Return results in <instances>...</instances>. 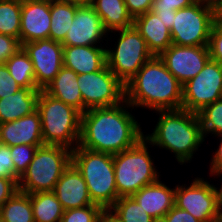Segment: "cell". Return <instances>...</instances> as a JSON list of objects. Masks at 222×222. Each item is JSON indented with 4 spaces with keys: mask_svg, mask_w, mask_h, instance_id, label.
Listing matches in <instances>:
<instances>
[{
    "mask_svg": "<svg viewBox=\"0 0 222 222\" xmlns=\"http://www.w3.org/2000/svg\"><path fill=\"white\" fill-rule=\"evenodd\" d=\"M107 34L94 8L91 5L79 6L61 44L63 46H100L97 44L103 42L104 38L108 37Z\"/></svg>",
    "mask_w": 222,
    "mask_h": 222,
    "instance_id": "cell-15",
    "label": "cell"
},
{
    "mask_svg": "<svg viewBox=\"0 0 222 222\" xmlns=\"http://www.w3.org/2000/svg\"><path fill=\"white\" fill-rule=\"evenodd\" d=\"M152 222H167L165 217L153 218Z\"/></svg>",
    "mask_w": 222,
    "mask_h": 222,
    "instance_id": "cell-49",
    "label": "cell"
},
{
    "mask_svg": "<svg viewBox=\"0 0 222 222\" xmlns=\"http://www.w3.org/2000/svg\"><path fill=\"white\" fill-rule=\"evenodd\" d=\"M181 85L194 78L210 59L208 46L172 44L160 56Z\"/></svg>",
    "mask_w": 222,
    "mask_h": 222,
    "instance_id": "cell-14",
    "label": "cell"
},
{
    "mask_svg": "<svg viewBox=\"0 0 222 222\" xmlns=\"http://www.w3.org/2000/svg\"><path fill=\"white\" fill-rule=\"evenodd\" d=\"M62 3L73 4L76 6H87L91 5L92 0H57Z\"/></svg>",
    "mask_w": 222,
    "mask_h": 222,
    "instance_id": "cell-45",
    "label": "cell"
},
{
    "mask_svg": "<svg viewBox=\"0 0 222 222\" xmlns=\"http://www.w3.org/2000/svg\"><path fill=\"white\" fill-rule=\"evenodd\" d=\"M37 111L44 145H60L71 150L78 146L81 113L77 109L40 90Z\"/></svg>",
    "mask_w": 222,
    "mask_h": 222,
    "instance_id": "cell-5",
    "label": "cell"
},
{
    "mask_svg": "<svg viewBox=\"0 0 222 222\" xmlns=\"http://www.w3.org/2000/svg\"><path fill=\"white\" fill-rule=\"evenodd\" d=\"M164 217L167 222H200L189 212L179 209L175 205Z\"/></svg>",
    "mask_w": 222,
    "mask_h": 222,
    "instance_id": "cell-41",
    "label": "cell"
},
{
    "mask_svg": "<svg viewBox=\"0 0 222 222\" xmlns=\"http://www.w3.org/2000/svg\"><path fill=\"white\" fill-rule=\"evenodd\" d=\"M102 210L98 204L64 210L61 222H98Z\"/></svg>",
    "mask_w": 222,
    "mask_h": 222,
    "instance_id": "cell-33",
    "label": "cell"
},
{
    "mask_svg": "<svg viewBox=\"0 0 222 222\" xmlns=\"http://www.w3.org/2000/svg\"><path fill=\"white\" fill-rule=\"evenodd\" d=\"M0 143L9 147L44 145L39 112L36 110L15 121L0 124Z\"/></svg>",
    "mask_w": 222,
    "mask_h": 222,
    "instance_id": "cell-18",
    "label": "cell"
},
{
    "mask_svg": "<svg viewBox=\"0 0 222 222\" xmlns=\"http://www.w3.org/2000/svg\"><path fill=\"white\" fill-rule=\"evenodd\" d=\"M213 222H222L220 219L216 220V221H213Z\"/></svg>",
    "mask_w": 222,
    "mask_h": 222,
    "instance_id": "cell-51",
    "label": "cell"
},
{
    "mask_svg": "<svg viewBox=\"0 0 222 222\" xmlns=\"http://www.w3.org/2000/svg\"><path fill=\"white\" fill-rule=\"evenodd\" d=\"M153 13H155L165 24V26L171 30L173 26V20L175 18V12L174 10H161V9H151Z\"/></svg>",
    "mask_w": 222,
    "mask_h": 222,
    "instance_id": "cell-43",
    "label": "cell"
},
{
    "mask_svg": "<svg viewBox=\"0 0 222 222\" xmlns=\"http://www.w3.org/2000/svg\"><path fill=\"white\" fill-rule=\"evenodd\" d=\"M194 3H203L206 5H216V0H193Z\"/></svg>",
    "mask_w": 222,
    "mask_h": 222,
    "instance_id": "cell-48",
    "label": "cell"
},
{
    "mask_svg": "<svg viewBox=\"0 0 222 222\" xmlns=\"http://www.w3.org/2000/svg\"><path fill=\"white\" fill-rule=\"evenodd\" d=\"M4 64L21 88H38L35 81L34 66L22 47Z\"/></svg>",
    "mask_w": 222,
    "mask_h": 222,
    "instance_id": "cell-28",
    "label": "cell"
},
{
    "mask_svg": "<svg viewBox=\"0 0 222 222\" xmlns=\"http://www.w3.org/2000/svg\"><path fill=\"white\" fill-rule=\"evenodd\" d=\"M154 0H124L128 13L135 17L151 11Z\"/></svg>",
    "mask_w": 222,
    "mask_h": 222,
    "instance_id": "cell-38",
    "label": "cell"
},
{
    "mask_svg": "<svg viewBox=\"0 0 222 222\" xmlns=\"http://www.w3.org/2000/svg\"><path fill=\"white\" fill-rule=\"evenodd\" d=\"M110 209L123 222H152L153 220L132 197H119Z\"/></svg>",
    "mask_w": 222,
    "mask_h": 222,
    "instance_id": "cell-31",
    "label": "cell"
},
{
    "mask_svg": "<svg viewBox=\"0 0 222 222\" xmlns=\"http://www.w3.org/2000/svg\"><path fill=\"white\" fill-rule=\"evenodd\" d=\"M219 137V138H218ZM221 137V138H220ZM221 141L219 147L215 150L213 157H211L210 165V174L213 175L217 170L222 168V134L217 136Z\"/></svg>",
    "mask_w": 222,
    "mask_h": 222,
    "instance_id": "cell-42",
    "label": "cell"
},
{
    "mask_svg": "<svg viewBox=\"0 0 222 222\" xmlns=\"http://www.w3.org/2000/svg\"><path fill=\"white\" fill-rule=\"evenodd\" d=\"M217 19L215 5L193 3L177 10L170 30L172 44L208 46L211 28Z\"/></svg>",
    "mask_w": 222,
    "mask_h": 222,
    "instance_id": "cell-9",
    "label": "cell"
},
{
    "mask_svg": "<svg viewBox=\"0 0 222 222\" xmlns=\"http://www.w3.org/2000/svg\"><path fill=\"white\" fill-rule=\"evenodd\" d=\"M77 77V73L63 66L55 78L43 90L50 96L74 107L83 114L87 109L83 105Z\"/></svg>",
    "mask_w": 222,
    "mask_h": 222,
    "instance_id": "cell-22",
    "label": "cell"
},
{
    "mask_svg": "<svg viewBox=\"0 0 222 222\" xmlns=\"http://www.w3.org/2000/svg\"><path fill=\"white\" fill-rule=\"evenodd\" d=\"M208 48L210 58L222 65V18H218L212 25Z\"/></svg>",
    "mask_w": 222,
    "mask_h": 222,
    "instance_id": "cell-34",
    "label": "cell"
},
{
    "mask_svg": "<svg viewBox=\"0 0 222 222\" xmlns=\"http://www.w3.org/2000/svg\"><path fill=\"white\" fill-rule=\"evenodd\" d=\"M52 192L64 210L94 204L89 196L83 176L72 163L63 171Z\"/></svg>",
    "mask_w": 222,
    "mask_h": 222,
    "instance_id": "cell-17",
    "label": "cell"
},
{
    "mask_svg": "<svg viewBox=\"0 0 222 222\" xmlns=\"http://www.w3.org/2000/svg\"><path fill=\"white\" fill-rule=\"evenodd\" d=\"M21 0H0V34L20 41Z\"/></svg>",
    "mask_w": 222,
    "mask_h": 222,
    "instance_id": "cell-29",
    "label": "cell"
},
{
    "mask_svg": "<svg viewBox=\"0 0 222 222\" xmlns=\"http://www.w3.org/2000/svg\"><path fill=\"white\" fill-rule=\"evenodd\" d=\"M164 24L152 11L134 18L133 25L146 41L153 56H160L172 45L170 30Z\"/></svg>",
    "mask_w": 222,
    "mask_h": 222,
    "instance_id": "cell-21",
    "label": "cell"
},
{
    "mask_svg": "<svg viewBox=\"0 0 222 222\" xmlns=\"http://www.w3.org/2000/svg\"><path fill=\"white\" fill-rule=\"evenodd\" d=\"M91 6L100 16L104 29L109 33L133 25L124 0H92Z\"/></svg>",
    "mask_w": 222,
    "mask_h": 222,
    "instance_id": "cell-24",
    "label": "cell"
},
{
    "mask_svg": "<svg viewBox=\"0 0 222 222\" xmlns=\"http://www.w3.org/2000/svg\"><path fill=\"white\" fill-rule=\"evenodd\" d=\"M193 0H154L152 9L174 10L189 7L193 4Z\"/></svg>",
    "mask_w": 222,
    "mask_h": 222,
    "instance_id": "cell-40",
    "label": "cell"
},
{
    "mask_svg": "<svg viewBox=\"0 0 222 222\" xmlns=\"http://www.w3.org/2000/svg\"><path fill=\"white\" fill-rule=\"evenodd\" d=\"M98 222H123L110 208L103 209L99 215Z\"/></svg>",
    "mask_w": 222,
    "mask_h": 222,
    "instance_id": "cell-44",
    "label": "cell"
},
{
    "mask_svg": "<svg viewBox=\"0 0 222 222\" xmlns=\"http://www.w3.org/2000/svg\"><path fill=\"white\" fill-rule=\"evenodd\" d=\"M116 32H119L117 45L106 49L107 67L125 85L153 55L134 25L113 33Z\"/></svg>",
    "mask_w": 222,
    "mask_h": 222,
    "instance_id": "cell-8",
    "label": "cell"
},
{
    "mask_svg": "<svg viewBox=\"0 0 222 222\" xmlns=\"http://www.w3.org/2000/svg\"><path fill=\"white\" fill-rule=\"evenodd\" d=\"M152 218L164 217L175 205V189L158 179L131 196Z\"/></svg>",
    "mask_w": 222,
    "mask_h": 222,
    "instance_id": "cell-19",
    "label": "cell"
},
{
    "mask_svg": "<svg viewBox=\"0 0 222 222\" xmlns=\"http://www.w3.org/2000/svg\"><path fill=\"white\" fill-rule=\"evenodd\" d=\"M215 7L218 18H222V0H216Z\"/></svg>",
    "mask_w": 222,
    "mask_h": 222,
    "instance_id": "cell-47",
    "label": "cell"
},
{
    "mask_svg": "<svg viewBox=\"0 0 222 222\" xmlns=\"http://www.w3.org/2000/svg\"><path fill=\"white\" fill-rule=\"evenodd\" d=\"M0 177L15 179L17 182L20 177L15 173V165L11 157V147L0 144Z\"/></svg>",
    "mask_w": 222,
    "mask_h": 222,
    "instance_id": "cell-35",
    "label": "cell"
},
{
    "mask_svg": "<svg viewBox=\"0 0 222 222\" xmlns=\"http://www.w3.org/2000/svg\"><path fill=\"white\" fill-rule=\"evenodd\" d=\"M39 88H20L0 99V124L15 121L37 110Z\"/></svg>",
    "mask_w": 222,
    "mask_h": 222,
    "instance_id": "cell-23",
    "label": "cell"
},
{
    "mask_svg": "<svg viewBox=\"0 0 222 222\" xmlns=\"http://www.w3.org/2000/svg\"><path fill=\"white\" fill-rule=\"evenodd\" d=\"M20 88L16 80L10 75L5 64L0 63V99L14 94Z\"/></svg>",
    "mask_w": 222,
    "mask_h": 222,
    "instance_id": "cell-36",
    "label": "cell"
},
{
    "mask_svg": "<svg viewBox=\"0 0 222 222\" xmlns=\"http://www.w3.org/2000/svg\"><path fill=\"white\" fill-rule=\"evenodd\" d=\"M50 25V0H21V45L49 39Z\"/></svg>",
    "mask_w": 222,
    "mask_h": 222,
    "instance_id": "cell-16",
    "label": "cell"
},
{
    "mask_svg": "<svg viewBox=\"0 0 222 222\" xmlns=\"http://www.w3.org/2000/svg\"><path fill=\"white\" fill-rule=\"evenodd\" d=\"M129 108L133 109L125 100L116 106L86 110L81 114L78 146L110 154L133 147L144 132Z\"/></svg>",
    "mask_w": 222,
    "mask_h": 222,
    "instance_id": "cell-1",
    "label": "cell"
},
{
    "mask_svg": "<svg viewBox=\"0 0 222 222\" xmlns=\"http://www.w3.org/2000/svg\"><path fill=\"white\" fill-rule=\"evenodd\" d=\"M222 98V65L211 58L203 69L182 85V108L198 113Z\"/></svg>",
    "mask_w": 222,
    "mask_h": 222,
    "instance_id": "cell-12",
    "label": "cell"
},
{
    "mask_svg": "<svg viewBox=\"0 0 222 222\" xmlns=\"http://www.w3.org/2000/svg\"><path fill=\"white\" fill-rule=\"evenodd\" d=\"M184 185V186H183ZM176 185L175 206L189 212L200 222H213L220 219V201L217 185L197 177L188 186Z\"/></svg>",
    "mask_w": 222,
    "mask_h": 222,
    "instance_id": "cell-11",
    "label": "cell"
},
{
    "mask_svg": "<svg viewBox=\"0 0 222 222\" xmlns=\"http://www.w3.org/2000/svg\"><path fill=\"white\" fill-rule=\"evenodd\" d=\"M43 145H25L20 144L11 147V157L15 165V173L21 177L26 171L30 162L33 160L38 147Z\"/></svg>",
    "mask_w": 222,
    "mask_h": 222,
    "instance_id": "cell-32",
    "label": "cell"
},
{
    "mask_svg": "<svg viewBox=\"0 0 222 222\" xmlns=\"http://www.w3.org/2000/svg\"><path fill=\"white\" fill-rule=\"evenodd\" d=\"M33 66L36 86L43 90L63 67V45L52 39L22 44Z\"/></svg>",
    "mask_w": 222,
    "mask_h": 222,
    "instance_id": "cell-13",
    "label": "cell"
},
{
    "mask_svg": "<svg viewBox=\"0 0 222 222\" xmlns=\"http://www.w3.org/2000/svg\"><path fill=\"white\" fill-rule=\"evenodd\" d=\"M157 124L151 134L144 135L149 147L157 146L175 154L180 165L190 163L205 141L197 113L184 110H159Z\"/></svg>",
    "mask_w": 222,
    "mask_h": 222,
    "instance_id": "cell-3",
    "label": "cell"
},
{
    "mask_svg": "<svg viewBox=\"0 0 222 222\" xmlns=\"http://www.w3.org/2000/svg\"><path fill=\"white\" fill-rule=\"evenodd\" d=\"M63 66L77 74L93 73L107 65L102 46H63Z\"/></svg>",
    "mask_w": 222,
    "mask_h": 222,
    "instance_id": "cell-20",
    "label": "cell"
},
{
    "mask_svg": "<svg viewBox=\"0 0 222 222\" xmlns=\"http://www.w3.org/2000/svg\"><path fill=\"white\" fill-rule=\"evenodd\" d=\"M17 191L18 182L15 179L0 177V209Z\"/></svg>",
    "mask_w": 222,
    "mask_h": 222,
    "instance_id": "cell-39",
    "label": "cell"
},
{
    "mask_svg": "<svg viewBox=\"0 0 222 222\" xmlns=\"http://www.w3.org/2000/svg\"><path fill=\"white\" fill-rule=\"evenodd\" d=\"M149 142L143 137L133 147L113 154L116 189L119 197H131L142 187L160 178L154 159L148 152Z\"/></svg>",
    "mask_w": 222,
    "mask_h": 222,
    "instance_id": "cell-6",
    "label": "cell"
},
{
    "mask_svg": "<svg viewBox=\"0 0 222 222\" xmlns=\"http://www.w3.org/2000/svg\"><path fill=\"white\" fill-rule=\"evenodd\" d=\"M77 82L87 110L112 107L125 101V85L107 65L93 73L78 74Z\"/></svg>",
    "mask_w": 222,
    "mask_h": 222,
    "instance_id": "cell-10",
    "label": "cell"
},
{
    "mask_svg": "<svg viewBox=\"0 0 222 222\" xmlns=\"http://www.w3.org/2000/svg\"><path fill=\"white\" fill-rule=\"evenodd\" d=\"M71 155L72 150L65 146L38 147L18 181V190L26 194L52 192L63 171L70 165Z\"/></svg>",
    "mask_w": 222,
    "mask_h": 222,
    "instance_id": "cell-7",
    "label": "cell"
},
{
    "mask_svg": "<svg viewBox=\"0 0 222 222\" xmlns=\"http://www.w3.org/2000/svg\"><path fill=\"white\" fill-rule=\"evenodd\" d=\"M221 175H222V168L217 170L212 176L220 177ZM221 185L219 189L216 187L220 203H222V186Z\"/></svg>",
    "mask_w": 222,
    "mask_h": 222,
    "instance_id": "cell-46",
    "label": "cell"
},
{
    "mask_svg": "<svg viewBox=\"0 0 222 222\" xmlns=\"http://www.w3.org/2000/svg\"><path fill=\"white\" fill-rule=\"evenodd\" d=\"M125 100L134 107L154 110L182 108V85L159 56L149 59L125 84Z\"/></svg>",
    "mask_w": 222,
    "mask_h": 222,
    "instance_id": "cell-2",
    "label": "cell"
},
{
    "mask_svg": "<svg viewBox=\"0 0 222 222\" xmlns=\"http://www.w3.org/2000/svg\"><path fill=\"white\" fill-rule=\"evenodd\" d=\"M34 222H61L64 209L53 192L30 194Z\"/></svg>",
    "mask_w": 222,
    "mask_h": 222,
    "instance_id": "cell-25",
    "label": "cell"
},
{
    "mask_svg": "<svg viewBox=\"0 0 222 222\" xmlns=\"http://www.w3.org/2000/svg\"><path fill=\"white\" fill-rule=\"evenodd\" d=\"M71 163L83 176L94 204L108 209L117 201L113 154L77 146L72 150Z\"/></svg>",
    "mask_w": 222,
    "mask_h": 222,
    "instance_id": "cell-4",
    "label": "cell"
},
{
    "mask_svg": "<svg viewBox=\"0 0 222 222\" xmlns=\"http://www.w3.org/2000/svg\"><path fill=\"white\" fill-rule=\"evenodd\" d=\"M220 220L222 221V203H220Z\"/></svg>",
    "mask_w": 222,
    "mask_h": 222,
    "instance_id": "cell-50",
    "label": "cell"
},
{
    "mask_svg": "<svg viewBox=\"0 0 222 222\" xmlns=\"http://www.w3.org/2000/svg\"><path fill=\"white\" fill-rule=\"evenodd\" d=\"M79 6L50 0L51 25L49 39L62 43Z\"/></svg>",
    "mask_w": 222,
    "mask_h": 222,
    "instance_id": "cell-26",
    "label": "cell"
},
{
    "mask_svg": "<svg viewBox=\"0 0 222 222\" xmlns=\"http://www.w3.org/2000/svg\"><path fill=\"white\" fill-rule=\"evenodd\" d=\"M197 115L204 139L210 133L215 137L222 134V98L202 108Z\"/></svg>",
    "mask_w": 222,
    "mask_h": 222,
    "instance_id": "cell-30",
    "label": "cell"
},
{
    "mask_svg": "<svg viewBox=\"0 0 222 222\" xmlns=\"http://www.w3.org/2000/svg\"><path fill=\"white\" fill-rule=\"evenodd\" d=\"M22 47L17 38L0 34V63H5Z\"/></svg>",
    "mask_w": 222,
    "mask_h": 222,
    "instance_id": "cell-37",
    "label": "cell"
},
{
    "mask_svg": "<svg viewBox=\"0 0 222 222\" xmlns=\"http://www.w3.org/2000/svg\"><path fill=\"white\" fill-rule=\"evenodd\" d=\"M2 222H34L30 194L19 190L0 209Z\"/></svg>",
    "mask_w": 222,
    "mask_h": 222,
    "instance_id": "cell-27",
    "label": "cell"
}]
</instances>
